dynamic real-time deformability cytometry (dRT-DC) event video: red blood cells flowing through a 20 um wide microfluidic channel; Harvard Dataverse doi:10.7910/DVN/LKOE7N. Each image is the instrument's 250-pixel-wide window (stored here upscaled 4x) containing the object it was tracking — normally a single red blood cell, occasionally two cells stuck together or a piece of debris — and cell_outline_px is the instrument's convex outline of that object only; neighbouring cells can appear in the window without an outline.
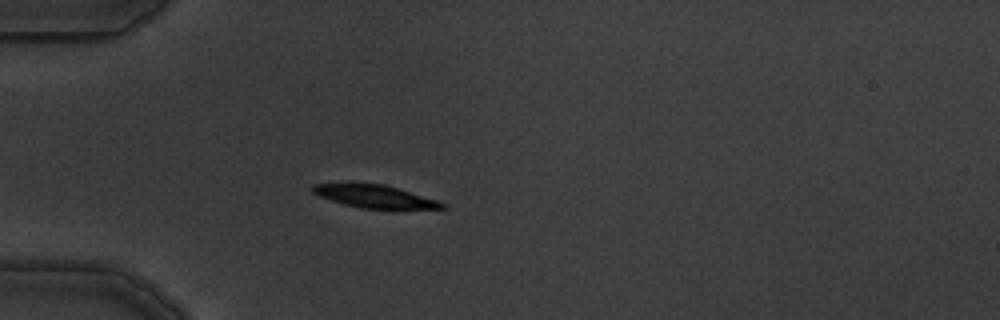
{"species": "common noctule bat (a hibernating species)", "species_latin": "Nyctalus noctula", "temperature_condition": "warm", "stored_images_in_passage": 2, "camera_frame_rate_fps": 3000, "um_per_image_px": 0.085, "animal": {"sex": "male", "body_mass_g": 19.5, "forearm_length_mm": 54.6}, "frame": {"image": 1, "passage_image": 2, "time_ms": 1.0, "image_size_px": [1000, 320], "cell_outline_px": [[448, 208], [360, 208], [344, 204], [320, 196], [312, 192], [312, 184], [348, 180], [352, 180], [384, 184], [440, 200], [448, 204]], "centroid_in_image_um": [31.8, 16.63], "position_along_channel_um": 53.2, "area_um2": 17.98}}